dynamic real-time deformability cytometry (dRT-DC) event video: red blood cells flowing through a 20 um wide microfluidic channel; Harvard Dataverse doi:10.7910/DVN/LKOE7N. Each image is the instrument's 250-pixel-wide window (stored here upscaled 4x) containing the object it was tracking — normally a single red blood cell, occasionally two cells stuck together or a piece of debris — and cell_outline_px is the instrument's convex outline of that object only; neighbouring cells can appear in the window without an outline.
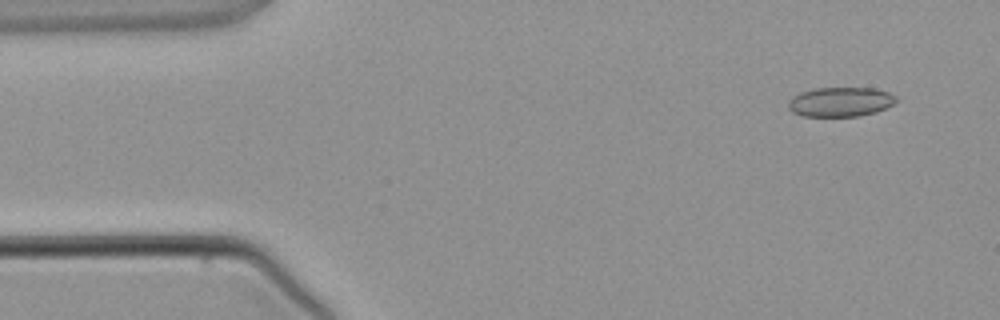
{"species": "common noctule bat (a hibernating species)", "species_latin": "Nyctalus noctula", "temperature_condition": "warm", "stored_images_in_passage": 3, "camera_frame_rate_fps": 3000, "um_per_image_px": 0.085, "animal": {"sex": "male", "body_mass_g": 21.5, "forearm_length_mm": 52.0}, "frame": {"image": 1, "passage_image": 1, "time_ms": 0.0, "image_size_px": [1000, 320], "cell_outline_px": [[896, 100], [892, 104], [876, 112], [860, 116], [804, 116], [792, 112], [788, 108], [788, 100], [792, 96], [800, 92], [812, 88], [872, 88], [888, 92], [896, 96]], "centroid_in_image_um": [71.39, 8.65], "position_along_channel_um": 13.6, "area_um2": 18.55}}